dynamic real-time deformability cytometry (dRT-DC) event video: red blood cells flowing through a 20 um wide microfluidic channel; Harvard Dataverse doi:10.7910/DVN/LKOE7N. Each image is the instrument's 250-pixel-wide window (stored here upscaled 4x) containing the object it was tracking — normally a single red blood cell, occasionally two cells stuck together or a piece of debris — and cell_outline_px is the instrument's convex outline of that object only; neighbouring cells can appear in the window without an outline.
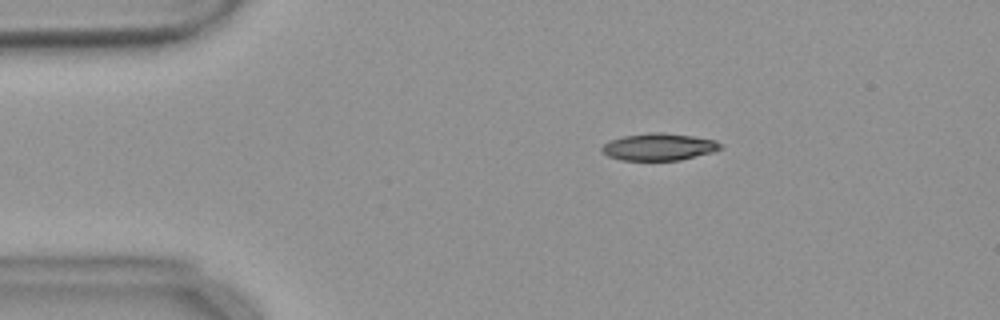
{"species": "common noctule bat (a hibernating species)", "species_latin": "Nyctalus noctula", "temperature_condition": "warm", "stored_images_in_passage": 55, "camera_frame_rate_fps": 3000, "um_per_image_px": 0.085, "animal": {"sex": "female", "body_mass_g": 18.4}, "frame": {"image": 1, "passage_image": 10, "time_ms": 3.0, "image_size_px": [1000, 320], "cell_outline_px": [[724, 148], [712, 152], [680, 160], [620, 160], [608, 156], [600, 152], [600, 148], [608, 140], [624, 136], [648, 132], [664, 132], [692, 136], [716, 140]], "centroid_in_image_um": [55.97, 12.48], "position_along_channel_um": 29.0, "area_um2": 18.9}}
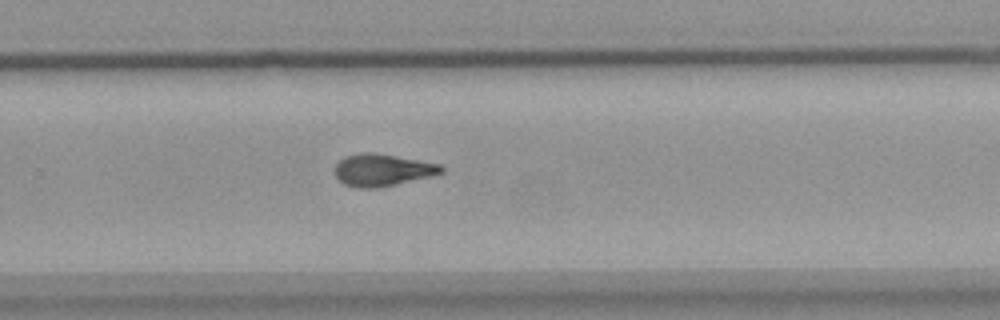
{"frame": {"image": 2, "passage_image": 36, "time_ms": 11.667, "image_size_px": [1000, 320], "cell_outline_px": [[444, 172], [432, 176], [380, 188], [360, 188], [344, 184], [332, 172], [332, 168], [344, 156], [364, 152], [372, 152], [440, 164], [444, 168]], "centroid_in_image_um": [32.47, 14.46], "position_along_channel_um": 297.3, "area_um2": 20.06}}
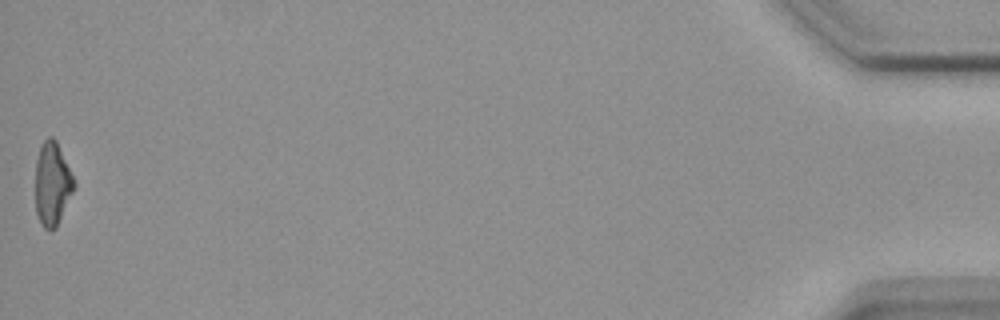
{"frame": {"image": 3, "passage_image": 55, "time_ms": 18.0, "image_size_px": [1000, 320], "cell_outline_px": [[76, 184], [56, 228], [44, 228], [36, 212], [36, 160], [40, 148], [44, 140], [48, 136], [52, 136], [56, 140], [76, 180]], "centroid_in_image_um": [4.46, 15.58], "position_along_channel_um": 430.7, "area_um2": 18.61}, "authors_computed_cell_mechanics": {"area_um2": 19.4786, "velocity_mm_per_s": 3.6849, "shape_relaxation_time_tau1_ms": null, "shape_relaxation_time_tau2_ms": 4.9174, "deformation_change_tau1": null, "deformation_change_tau2": 0.1395}}